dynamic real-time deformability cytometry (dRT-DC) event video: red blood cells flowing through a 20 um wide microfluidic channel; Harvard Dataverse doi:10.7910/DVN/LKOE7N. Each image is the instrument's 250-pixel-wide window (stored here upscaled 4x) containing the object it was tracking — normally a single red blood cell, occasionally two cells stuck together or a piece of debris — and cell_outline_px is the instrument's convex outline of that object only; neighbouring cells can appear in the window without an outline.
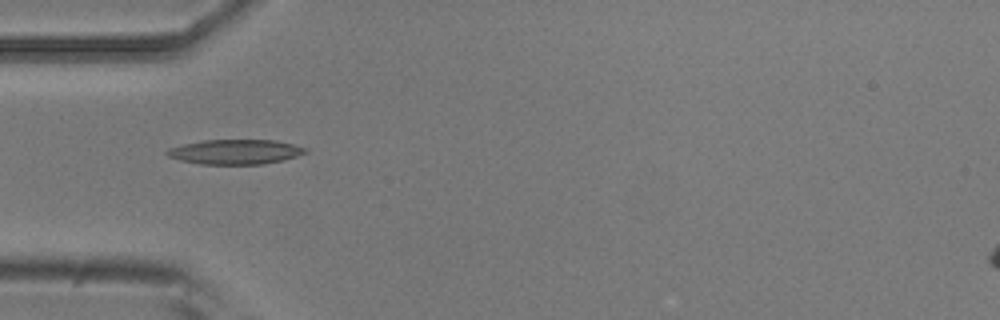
{"species": "common noctule bat (a hibernating species)", "species_latin": "Nyctalus noctula", "temperature_condition": "room temperature", "stored_images_in_passage": 7, "camera_frame_rate_fps": 3000, "um_per_image_px": 0.085, "animal": {"sex": "male", "body_mass_g": 20.5, "forearm_length_mm": 52.5}, "frame": {"image": 1, "passage_image": 5, "time_ms": 1.333, "image_size_px": [1000, 320], "cell_outline_px": [[308, 152], [284, 160], [264, 164], [200, 164], [180, 160], [168, 156], [164, 152], [168, 148], [184, 144], [204, 140], [276, 140], [308, 148]], "centroid_in_image_um": [20.01, 12.9], "position_along_channel_um": 65.0, "area_um2": 20.0}}
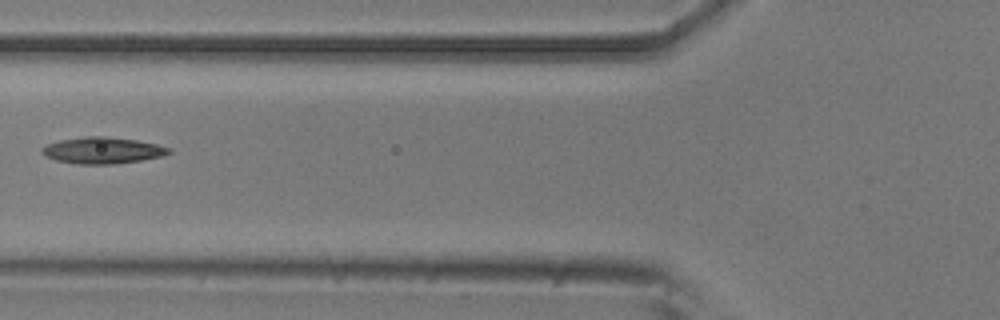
{"frame": {"image": 2, "passage_image": 6, "time_ms": 1.667, "image_size_px": [1000, 320], "cell_outline_px": [[172, 152], [164, 156], [140, 160], [112, 164], [76, 164], [56, 160], [44, 156], [40, 152], [40, 148], [44, 144], [60, 140], [84, 136], [104, 136], [136, 140], [156, 144], [172, 148]], "centroid_in_image_um": [8.68, 12.78], "position_along_channel_um": 117.1, "area_um2": 19.77}}
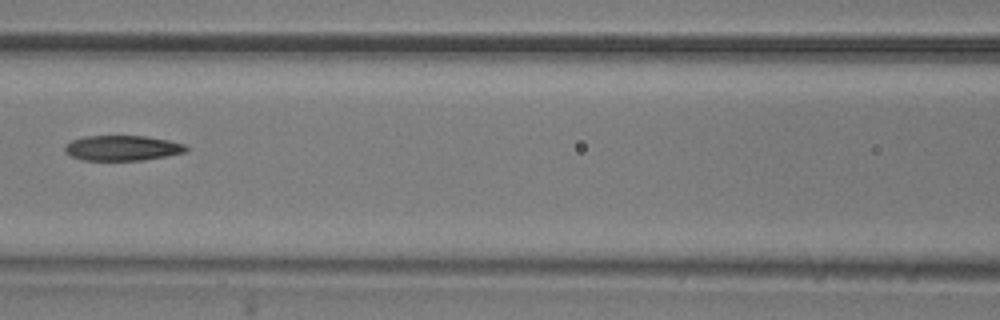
{"frame": {"image": 3, "passage_image": 7, "time_ms": 2.0, "image_size_px": [1000, 320], "cell_outline_px": [[188, 148], [184, 152], [144, 160], [84, 160], [72, 156], [64, 152], [64, 148], [72, 140], [84, 136], [144, 136], [168, 140], [184, 144]], "centroid_in_image_um": [10.38, 12.58], "position_along_channel_um": 156.2, "area_um2": 17.57}}